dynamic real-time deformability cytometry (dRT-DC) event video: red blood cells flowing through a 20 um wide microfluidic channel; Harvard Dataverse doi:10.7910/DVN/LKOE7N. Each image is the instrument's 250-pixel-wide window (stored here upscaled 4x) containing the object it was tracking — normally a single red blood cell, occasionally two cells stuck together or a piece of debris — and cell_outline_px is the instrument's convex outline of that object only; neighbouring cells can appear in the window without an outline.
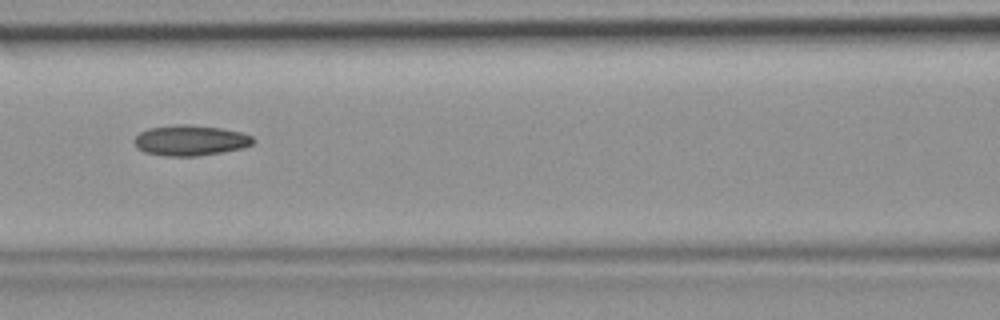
{"species": "common noctule bat (a hibernating species)", "species_latin": "Nyctalus noctula", "temperature_condition": "room temperature", "stored_images_in_passage": 7, "camera_frame_rate_fps": 3000, "um_per_image_px": 0.085, "animal": {"sex": "female", "body_mass_g": 19.9}, "frame": {"image": 1, "passage_image": 6, "time_ms": 1.667, "image_size_px": [1000, 320], "cell_outline_px": [[256, 140], [252, 144], [244, 148], [196, 156], [164, 156], [144, 152], [136, 148], [132, 140], [140, 132], [148, 128], [176, 124], [192, 124], [220, 128], [240, 132], [252, 136]], "centroid_in_image_um": [16.15, 11.93], "position_along_channel_um": 150.5, "area_um2": 21.33}}
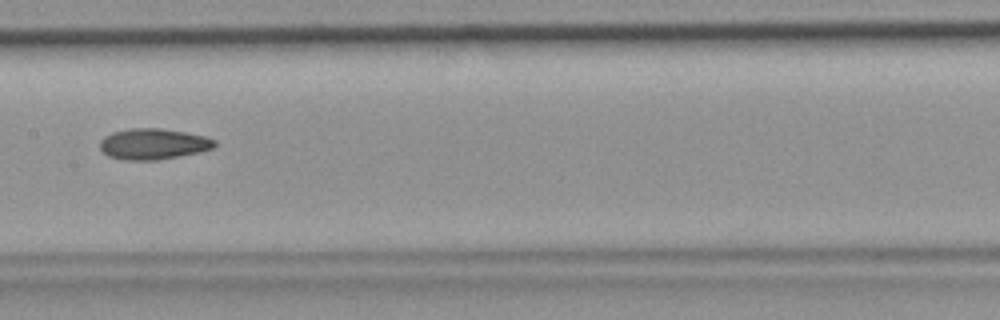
{"frame": {"image": 2, "passage_image": 7, "time_ms": 2.0, "image_size_px": [1000, 320], "cell_outline_px": [[216, 144], [212, 148], [196, 152], [156, 160], [124, 160], [108, 156], [100, 148], [100, 140], [104, 136], [112, 132], [132, 128], [160, 128], [184, 132], [204, 136], [216, 140]], "centroid_in_image_um": [12.98, 12.23], "position_along_channel_um": 194.4, "area_um2": 20.4}}